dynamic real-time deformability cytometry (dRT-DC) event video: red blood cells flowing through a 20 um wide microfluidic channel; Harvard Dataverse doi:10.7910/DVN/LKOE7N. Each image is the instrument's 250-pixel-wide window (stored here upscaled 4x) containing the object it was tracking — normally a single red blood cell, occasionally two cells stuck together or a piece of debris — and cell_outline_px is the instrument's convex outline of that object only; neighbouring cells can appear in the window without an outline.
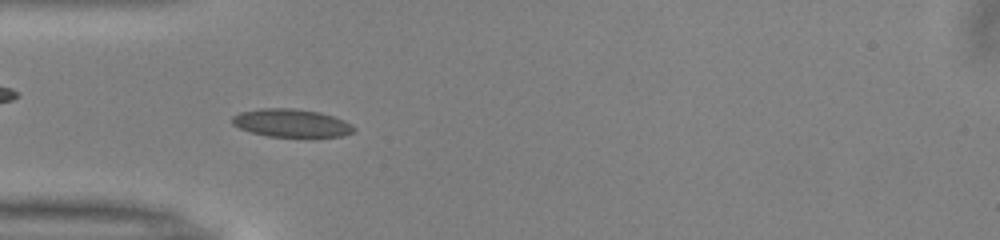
{"species": "common noctule bat (a hibernating species)", "species_latin": "Nyctalus noctula", "temperature_condition": "warm", "stored_images_in_passage": 51, "camera_frame_rate_fps": 3000, "um_per_image_px": 0.085, "animal": {"sex": "male", "body_mass_g": 13.0, "forearm_length_mm": 53.1}, "frame": {"image": 1, "passage_image": 15, "time_ms": 4.667, "image_size_px": [1000, 240], "cell_outline_px": [[356, 128], [352, 132], [344, 136], [312, 140], [268, 136], [252, 132], [240, 128], [232, 124], [232, 116], [240, 112], [260, 108], [292, 108], [320, 112], [344, 120], [352, 124]], "centroid_in_image_um": [24.84, 10.51], "position_along_channel_um": 60.2, "area_um2": 20.81}}
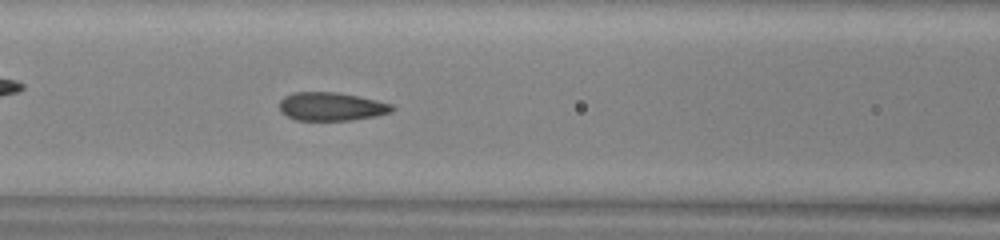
{"frame": {"image": 2, "passage_image": 21, "time_ms": 6.667, "image_size_px": [1000, 240], "cell_outline_px": [[396, 108], [392, 112], [376, 116], [352, 120], [296, 120], [280, 112], [280, 100], [284, 96], [292, 92], [336, 92], [376, 100], [392, 104]], "centroid_in_image_um": [28.16, 9.05], "position_along_channel_um": 138.4, "area_um2": 18.67}}
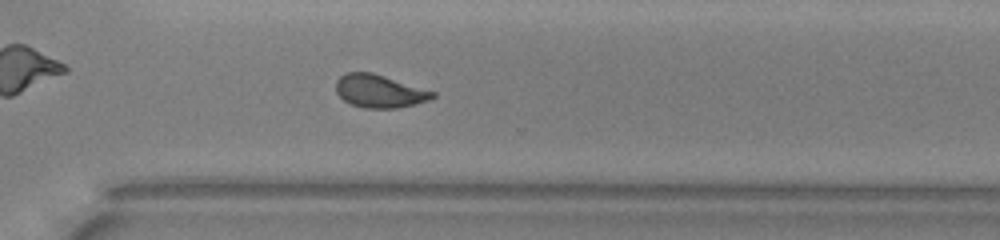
{"frame": {"image": 3, "passage_image": 36, "time_ms": 11.667, "image_size_px": [1000, 240], "cell_outline_px": [[436, 96], [428, 100], [416, 104], [396, 108], [364, 108], [352, 104], [344, 100], [336, 92], [336, 80], [340, 76], [348, 72], [372, 72], [436, 92]], "centroid_in_image_um": [32.25, 7.74], "position_along_channel_um": 338.3, "area_um2": 18.5}, "authors_computed_cell_mechanics": {"area_um2": 19.1896, "velocity_mm_per_s": 4.0061, "shape_relaxation_time_tau1_ms": 6.6433, "shape_relaxation_time_tau2_ms": 0.9783, "deformation_change_tau1": 0.1892, "deformation_change_tau2": 0.0493}}